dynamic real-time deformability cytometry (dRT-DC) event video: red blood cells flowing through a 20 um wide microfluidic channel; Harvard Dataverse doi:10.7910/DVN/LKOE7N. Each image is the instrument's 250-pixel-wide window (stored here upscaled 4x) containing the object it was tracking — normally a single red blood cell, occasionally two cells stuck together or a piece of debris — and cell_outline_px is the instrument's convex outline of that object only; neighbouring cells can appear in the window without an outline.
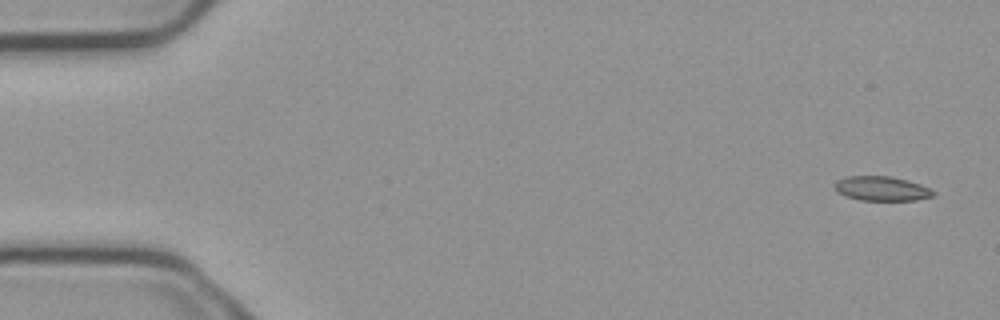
{"species": "common noctule bat (a hibernating species)", "species_latin": "Nyctalus noctula", "temperature_condition": "cold", "stored_images_in_passage": 5, "camera_frame_rate_fps": 3000, "um_per_image_px": 0.085, "animal": {"sex": "male", "body_mass_g": 23.1, "forearm_length_mm": 52.7}, "frame": {"image": 1, "passage_image": 1, "time_ms": 0.0, "image_size_px": [1000, 320], "cell_outline_px": [[936, 196], [916, 200], [860, 200], [844, 196], [836, 192], [832, 188], [832, 184], [836, 180], [844, 176], [892, 176], [920, 184], [936, 192]], "centroid_in_image_um": [74.87, 16.03], "position_along_channel_um": 10.1, "area_um2": 14.39}}
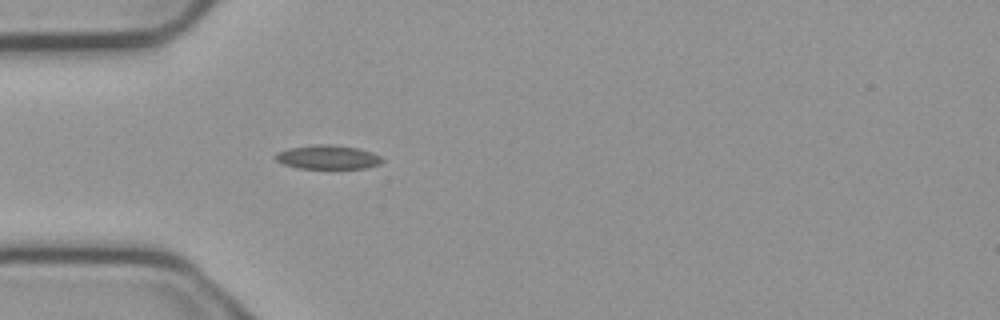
{"frame": {"image": 2, "passage_image": 5, "time_ms": 1.333, "image_size_px": [1000, 320], "cell_outline_px": [[384, 160], [380, 164], [364, 168], [300, 168], [284, 164], [276, 160], [272, 156], [276, 152], [288, 148], [316, 144], [332, 144], [356, 148], [372, 152], [380, 156]], "centroid_in_image_um": [27.83, 13.35], "position_along_channel_um": 57.2, "area_um2": 14.91}}